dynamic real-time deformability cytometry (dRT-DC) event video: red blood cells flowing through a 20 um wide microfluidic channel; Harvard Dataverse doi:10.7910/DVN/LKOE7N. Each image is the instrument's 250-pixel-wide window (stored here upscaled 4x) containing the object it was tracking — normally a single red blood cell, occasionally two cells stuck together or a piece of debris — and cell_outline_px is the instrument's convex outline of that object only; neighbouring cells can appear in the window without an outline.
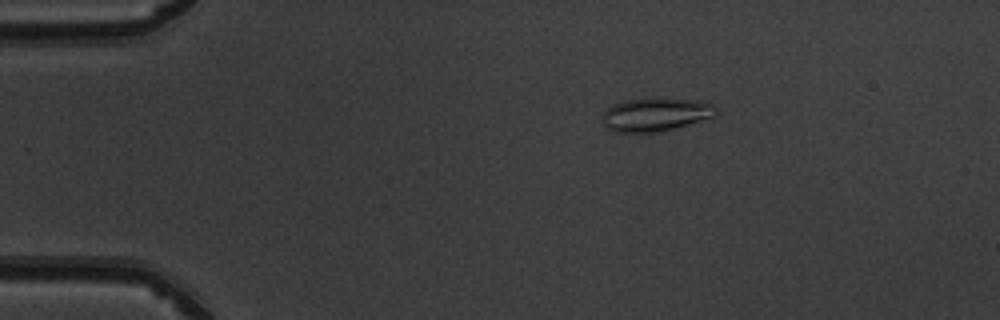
{"species": "common noctule bat (a hibernating species)", "species_latin": "Nyctalus noctula", "temperature_condition": "warm", "stored_images_in_passage": 51, "camera_frame_rate_fps": 3000, "um_per_image_px": 0.085, "animal": {"sex": "male", "body_mass_g": 19.5, "forearm_length_mm": 54.6}, "frame": {"image": 1, "passage_image": 10, "time_ms": 3.0, "image_size_px": [1000, 320], "cell_outline_px": [[716, 112], [712, 116], [672, 128], [652, 132], [616, 132], [608, 128], [604, 124], [604, 112], [612, 104], [624, 100], [696, 100], [712, 104], [716, 108]], "centroid_in_image_um": [55.66, 9.74], "position_along_channel_um": 29.3, "area_um2": 20.87}}
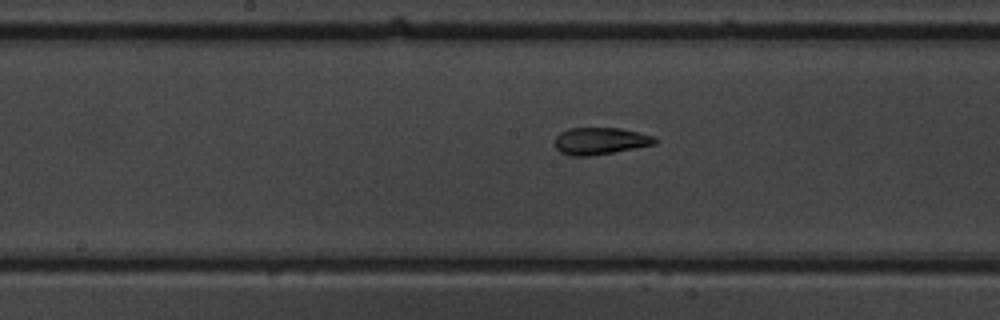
{"frame": {"image": 2, "passage_image": 27, "time_ms": 8.667, "image_size_px": [1000, 320], "cell_outline_px": [[656, 144], [612, 152], [588, 156], [572, 156], [560, 152], [556, 148], [556, 136], [560, 132], [568, 128], [620, 128], [652, 136], [656, 140]], "centroid_in_image_um": [50.98, 11.98], "position_along_channel_um": 197.2, "area_um2": 15.49}}
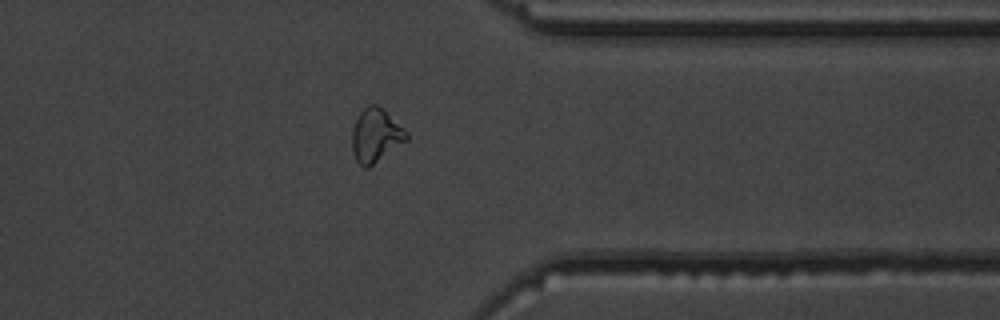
{"frame": {"image": 3, "passage_image": 41, "time_ms": 13.333, "image_size_px": [1000, 320], "cell_outline_px": [[408, 140], [368, 168], [364, 168], [356, 160], [352, 152], [352, 128], [360, 112], [368, 104], [376, 104], [404, 128], [408, 132]], "centroid_in_image_um": [31.93, 11.53], "position_along_channel_um": 379.5, "area_um2": 16.94}, "authors_computed_cell_mechanics": {"area_um2": 16.9354, "velocity_mm_per_s": 4.0319, "shape_relaxation_time_tau1_ms": null, "shape_relaxation_time_tau2_ms": 1.5782, "deformation_change_tau1": null, "deformation_change_tau2": 0.0983}}